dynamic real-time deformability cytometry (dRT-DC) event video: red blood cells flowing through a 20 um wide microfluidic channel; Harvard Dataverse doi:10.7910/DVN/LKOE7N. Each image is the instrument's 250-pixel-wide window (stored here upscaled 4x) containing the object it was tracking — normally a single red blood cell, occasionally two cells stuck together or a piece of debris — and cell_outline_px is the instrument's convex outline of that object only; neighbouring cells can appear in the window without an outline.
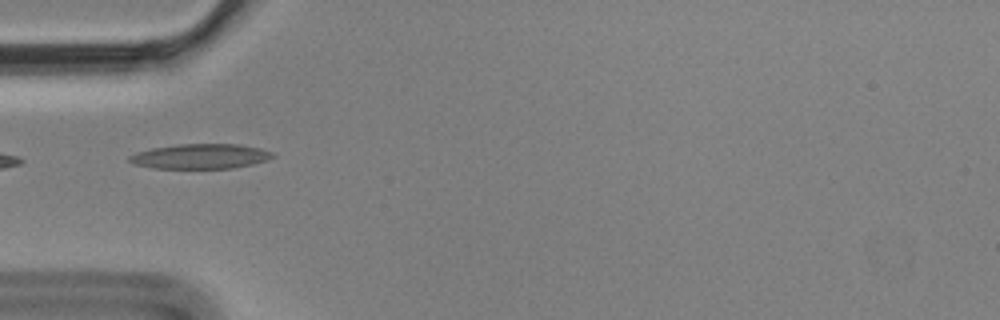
{"species": "Egyptian fruit bat (a non-hibernating species)", "species_latin": "Rousettus aegyptiacus", "temperature_condition": "cold", "stored_images_in_passage": 5, "camera_frame_rate_fps": 3000, "um_per_image_px": 0.085, "animal": {"sex": "male"}, "frame": {"image": 1, "passage_image": 4, "time_ms": 1.0, "image_size_px": [1000, 320], "cell_outline_px": [[276, 156], [268, 160], [252, 164], [232, 168], [152, 168], [136, 164], [128, 160], [128, 156], [136, 152], [152, 148], [176, 144], [240, 144], [260, 148], [272, 152]], "centroid_in_image_um": [17.05, 13.28], "position_along_channel_um": 67.9, "area_um2": 20.81}}